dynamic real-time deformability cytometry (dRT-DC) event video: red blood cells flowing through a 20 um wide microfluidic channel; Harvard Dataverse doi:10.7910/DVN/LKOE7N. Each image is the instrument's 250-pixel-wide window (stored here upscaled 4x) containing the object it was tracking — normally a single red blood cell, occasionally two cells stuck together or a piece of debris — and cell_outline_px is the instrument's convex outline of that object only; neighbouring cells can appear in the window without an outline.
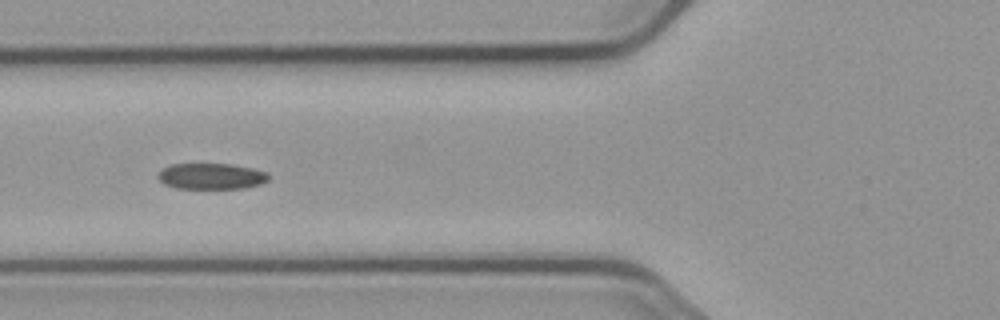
{"species": "common noctule bat (a hibernating species)", "species_latin": "Nyctalus noctula", "temperature_condition": "cold", "stored_images_in_passage": 6, "camera_frame_rate_fps": 3000, "um_per_image_px": 0.085, "animal": {"sex": "male", "body_mass_g": 23.1, "forearm_length_mm": 52.7}, "frame": {"image": 1, "passage_image": 6, "time_ms": 5.667, "image_size_px": [1000, 320], "cell_outline_px": [[268, 180], [260, 184], [244, 188], [176, 188], [164, 184], [156, 176], [164, 168], [172, 164], [232, 164], [252, 168], [268, 172]], "centroid_in_image_um": [17.97, 14.98], "position_along_channel_um": 107.8, "area_um2": 16.65}}